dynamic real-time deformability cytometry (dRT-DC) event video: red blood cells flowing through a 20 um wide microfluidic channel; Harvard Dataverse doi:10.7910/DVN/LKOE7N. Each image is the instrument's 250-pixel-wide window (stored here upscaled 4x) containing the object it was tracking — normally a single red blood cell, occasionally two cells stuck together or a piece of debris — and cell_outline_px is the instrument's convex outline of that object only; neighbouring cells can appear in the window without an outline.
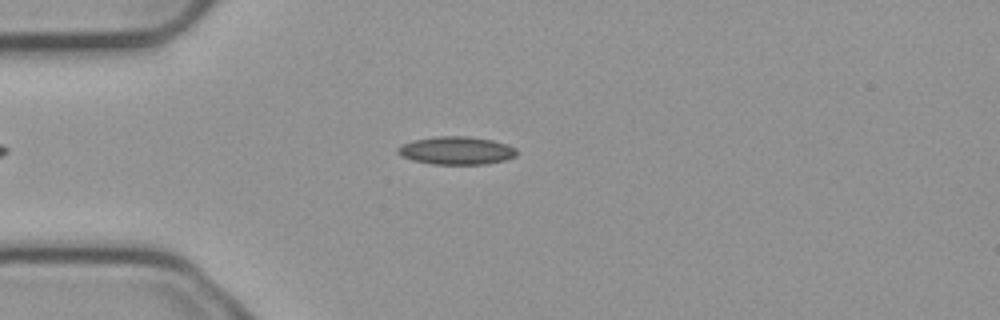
{"species": "common noctule bat (a hibernating species)", "species_latin": "Nyctalus noctula", "temperature_condition": "cold", "stored_images_in_passage": 3, "camera_frame_rate_fps": 3000, "um_per_image_px": 0.085, "animal": {"sex": "male", "body_mass_g": 23.1, "forearm_length_mm": 52.7}, "frame": {"image": 1, "passage_image": 3, "time_ms": 0.667, "image_size_px": [1000, 320], "cell_outline_px": [[516, 156], [504, 160], [484, 164], [432, 164], [412, 160], [400, 156], [396, 152], [396, 148], [412, 140], [436, 136], [468, 136], [492, 140], [516, 148]], "centroid_in_image_um": [38.74, 12.79], "position_along_channel_um": 46.3, "area_um2": 19.36}}